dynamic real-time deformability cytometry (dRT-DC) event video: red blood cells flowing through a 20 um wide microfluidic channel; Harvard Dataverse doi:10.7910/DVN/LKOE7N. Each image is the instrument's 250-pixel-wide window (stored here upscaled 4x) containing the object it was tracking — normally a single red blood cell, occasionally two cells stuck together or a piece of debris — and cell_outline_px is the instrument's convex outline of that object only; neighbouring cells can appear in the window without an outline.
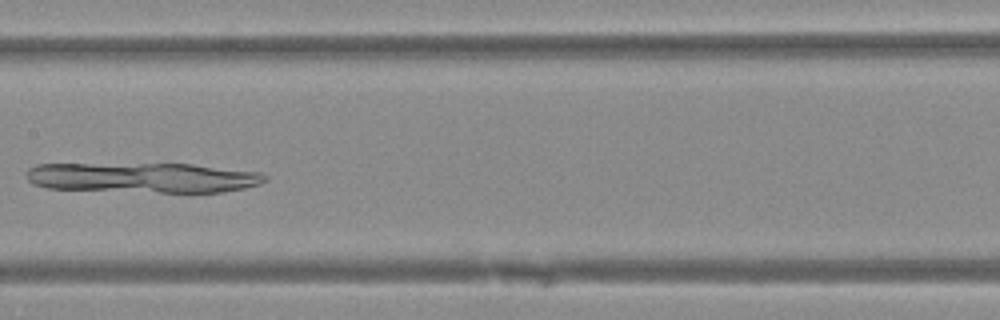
{"species": "Egyptian fruit bat (a non-hibernating species)", "species_latin": "Rousettus aegyptiacus", "temperature_condition": "warm", "stored_images_in_passage": 49, "camera_frame_rate_fps": 3000, "um_per_image_px": 0.085, "animal": {"sex": "female"}, "frame": {"image": 1, "passage_image": 25, "time_ms": 8.0, "image_size_px": [1000, 320], "cell_outline_px": [[268, 180], [260, 184], [244, 188], [224, 192], [160, 192], [48, 188], [32, 184], [28, 180], [28, 168], [36, 164], [192, 164], [260, 172], [268, 176]], "centroid_in_image_um": [12.21, 15.09], "position_along_channel_um": 195.2, "area_um2": 41.73}}
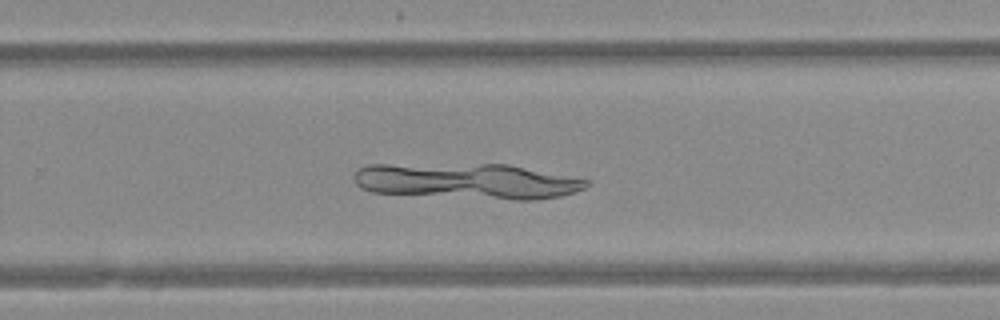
{"frame": {"image": 2, "passage_image": 32, "time_ms": 10.333, "image_size_px": [1000, 320], "cell_outline_px": [[588, 184], [584, 188], [576, 192], [560, 196], [536, 200], [516, 200], [372, 192], [360, 188], [356, 184], [352, 176], [360, 168], [368, 164], [508, 164], [588, 180]], "centroid_in_image_um": [39.68, 15.39], "position_along_channel_um": 290.1, "area_um2": 48.15}}
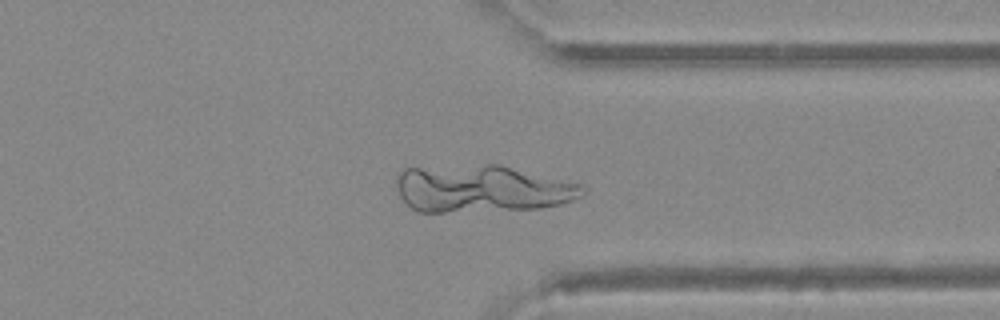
{"frame": {"image": 3, "passage_image": 38, "time_ms": 12.333, "image_size_px": [1000, 320], "cell_outline_px": [[588, 192], [572, 200], [560, 204], [540, 208], [444, 212], [420, 212], [412, 208], [400, 196], [396, 184], [396, 172], [404, 168], [488, 164], [500, 164], [584, 184], [588, 188]], "centroid_in_image_um": [41.0, 16.02], "position_along_channel_um": 370.4, "area_um2": 51.73}}